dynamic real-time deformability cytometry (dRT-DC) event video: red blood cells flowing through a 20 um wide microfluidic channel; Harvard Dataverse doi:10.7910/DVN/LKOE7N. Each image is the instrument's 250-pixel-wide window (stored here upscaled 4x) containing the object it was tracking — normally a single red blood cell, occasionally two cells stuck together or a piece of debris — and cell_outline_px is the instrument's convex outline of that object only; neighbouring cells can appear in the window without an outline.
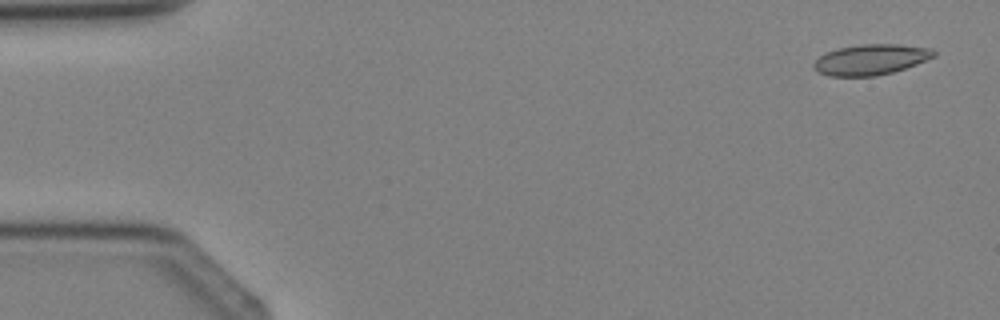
{"species": "Egyptian fruit bat (a non-hibernating species)", "species_latin": "Rousettus aegyptiacus", "temperature_condition": "cold", "stored_images_in_passage": 3, "camera_frame_rate_fps": 3000, "um_per_image_px": 0.085, "animal": {"sex": "female"}, "frame": {"image": 1, "passage_image": 1, "time_ms": 0.0, "image_size_px": [1000, 320], "cell_outline_px": [[936, 56], [916, 64], [892, 72], [876, 76], [828, 76], [816, 72], [812, 68], [812, 64], [820, 56], [828, 52], [840, 48], [864, 44], [896, 44], [932, 48], [936, 52]], "centroid_in_image_um": [74.01, 5.07], "position_along_channel_um": 11.0, "area_um2": 21.33}}